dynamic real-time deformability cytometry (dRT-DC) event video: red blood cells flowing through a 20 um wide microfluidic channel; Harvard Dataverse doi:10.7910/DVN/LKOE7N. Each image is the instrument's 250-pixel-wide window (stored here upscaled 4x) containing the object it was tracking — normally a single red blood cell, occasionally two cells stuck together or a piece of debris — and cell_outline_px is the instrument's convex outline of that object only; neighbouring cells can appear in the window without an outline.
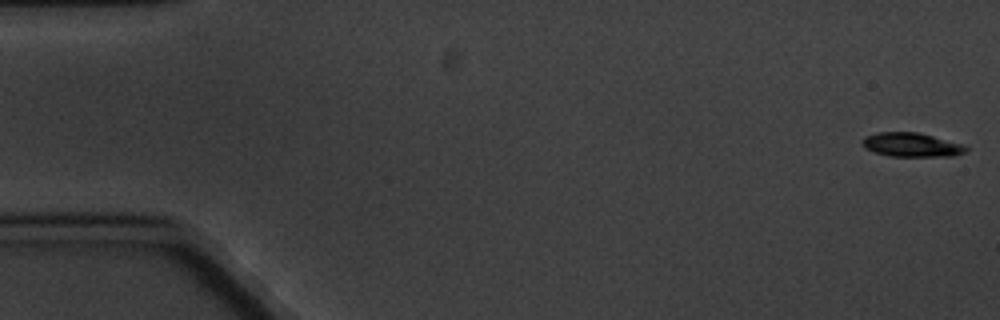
{"species": "common noctule bat (a hibernating species)", "species_latin": "Nyctalus noctula", "temperature_condition": "cold", "stored_images_in_passage": 6, "segment_of_instrument_passage": [1, 2], "camera_frame_rate_fps": 3000, "um_per_image_px": 0.085, "animal": {"sex": "male", "body_mass_g": 20.1, "forearm_length_mm": 53.5}, "frame": {"image": 1, "passage_image": 1, "time_ms": 0.0, "image_size_px": [1000, 320], "cell_outline_px": [[968, 152], [952, 156], [888, 156], [872, 152], [864, 148], [860, 144], [860, 140], [864, 136], [876, 132], [916, 132], [964, 144], [968, 148]], "centroid_in_image_um": [77.42, 12.31], "position_along_channel_um": 7.6, "area_um2": 14.8}}
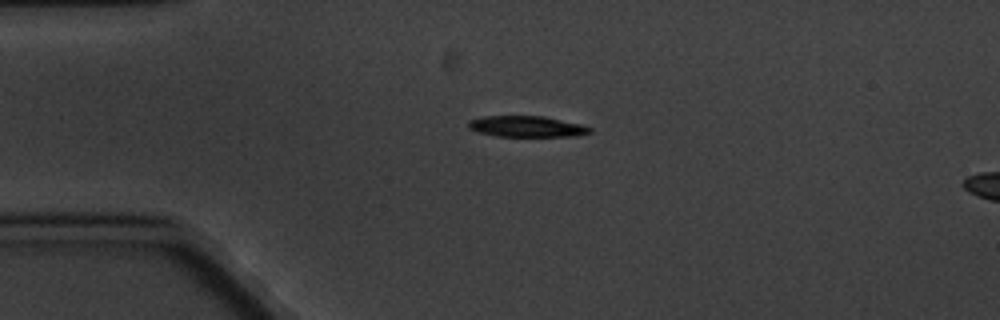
{"frame": {"image": 2, "passage_image": 4, "time_ms": 4.333, "image_size_px": [1000, 320], "cell_outline_px": [[592, 132], [580, 136], [496, 136], [480, 132], [468, 128], [468, 120], [484, 116], [544, 116], [580, 124], [592, 128]], "centroid_in_image_um": [44.79, 10.75], "position_along_channel_um": 40.2, "area_um2": 14.85}}